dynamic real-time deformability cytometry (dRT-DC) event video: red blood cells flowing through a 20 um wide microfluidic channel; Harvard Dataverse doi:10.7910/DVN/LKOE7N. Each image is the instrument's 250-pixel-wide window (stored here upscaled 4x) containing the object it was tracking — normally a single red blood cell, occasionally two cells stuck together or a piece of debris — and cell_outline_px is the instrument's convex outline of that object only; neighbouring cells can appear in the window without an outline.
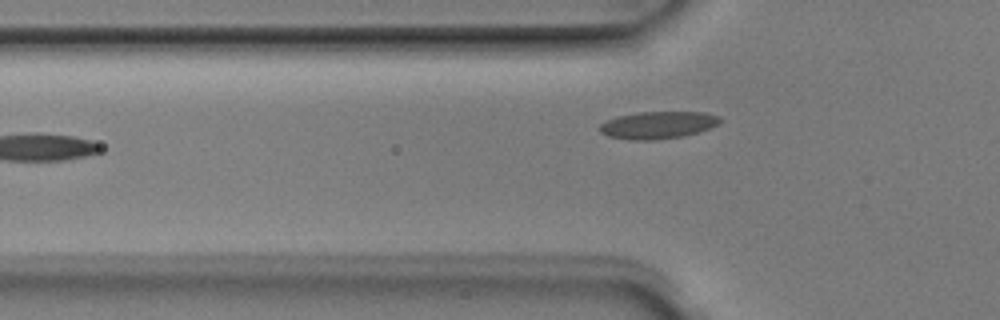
{"species": "Egyptian fruit bat (a non-hibernating species)", "species_latin": "Rousettus aegyptiacus", "temperature_condition": "room temperature", "stored_images_in_passage": 7, "camera_frame_rate_fps": 3000, "um_per_image_px": 0.085, "animal": {"sex": "male"}, "frame": {"image": 1, "passage_image": 4, "time_ms": 1.0, "image_size_px": [1000, 320], "cell_outline_px": [[720, 120], [716, 124], [708, 128], [684, 136], [656, 140], [632, 140], [608, 136], [600, 132], [600, 124], [616, 116], [636, 112], [704, 112], [720, 116]], "centroid_in_image_um": [55.88, 10.62], "position_along_channel_um": 69.9, "area_um2": 19.02}}
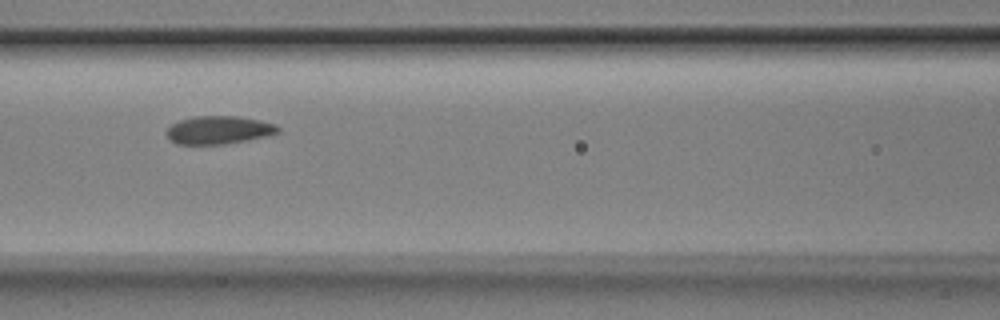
{"frame": {"image": 2, "passage_image": 6, "time_ms": 1.667, "image_size_px": [1000, 320], "cell_outline_px": [[280, 132], [272, 136], [224, 144], [176, 144], [164, 132], [172, 124], [180, 120], [196, 116], [236, 116], [260, 120], [276, 124], [280, 128]], "centroid_in_image_um": [18.65, 11.05], "position_along_channel_um": 147.9, "area_um2": 18.38}}
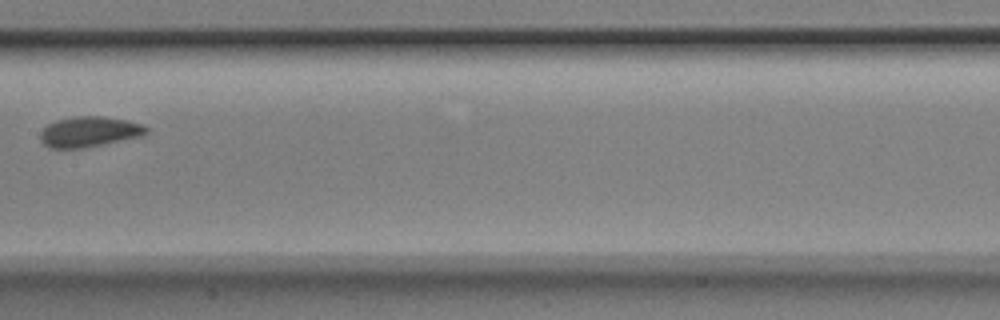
{"frame": {"image": 3, "passage_image": 7, "time_ms": 2.0, "image_size_px": [1000, 320], "cell_outline_px": [[148, 132], [144, 136], [84, 148], [48, 148], [40, 140], [40, 132], [48, 124], [56, 120], [76, 116], [100, 116], [128, 120], [144, 124], [148, 128]], "centroid_in_image_um": [7.62, 11.2], "position_along_channel_um": 199.8, "area_um2": 19.02}}